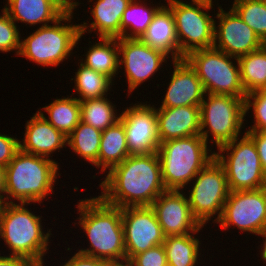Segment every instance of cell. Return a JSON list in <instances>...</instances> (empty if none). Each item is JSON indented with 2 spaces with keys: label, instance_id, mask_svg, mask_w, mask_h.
<instances>
[{
  "label": "cell",
  "instance_id": "1",
  "mask_svg": "<svg viewBox=\"0 0 266 266\" xmlns=\"http://www.w3.org/2000/svg\"><path fill=\"white\" fill-rule=\"evenodd\" d=\"M100 186V197L112 206H151L166 191L158 153L128 156L108 172Z\"/></svg>",
  "mask_w": 266,
  "mask_h": 266
},
{
  "label": "cell",
  "instance_id": "2",
  "mask_svg": "<svg viewBox=\"0 0 266 266\" xmlns=\"http://www.w3.org/2000/svg\"><path fill=\"white\" fill-rule=\"evenodd\" d=\"M77 208L92 247L79 252L105 261L126 259L122 208L107 204L100 196L81 200Z\"/></svg>",
  "mask_w": 266,
  "mask_h": 266
},
{
  "label": "cell",
  "instance_id": "3",
  "mask_svg": "<svg viewBox=\"0 0 266 266\" xmlns=\"http://www.w3.org/2000/svg\"><path fill=\"white\" fill-rule=\"evenodd\" d=\"M4 170V193L21 203L41 202L52 192L58 165L44 156L19 150Z\"/></svg>",
  "mask_w": 266,
  "mask_h": 266
},
{
  "label": "cell",
  "instance_id": "4",
  "mask_svg": "<svg viewBox=\"0 0 266 266\" xmlns=\"http://www.w3.org/2000/svg\"><path fill=\"white\" fill-rule=\"evenodd\" d=\"M206 141L200 136L170 139L160 143L157 150L166 190H180L195 178L212 159Z\"/></svg>",
  "mask_w": 266,
  "mask_h": 266
},
{
  "label": "cell",
  "instance_id": "5",
  "mask_svg": "<svg viewBox=\"0 0 266 266\" xmlns=\"http://www.w3.org/2000/svg\"><path fill=\"white\" fill-rule=\"evenodd\" d=\"M12 201L4 203L0 215V236L12 250V255L22 256L43 266L50 233L44 234L39 216H35Z\"/></svg>",
  "mask_w": 266,
  "mask_h": 266
},
{
  "label": "cell",
  "instance_id": "6",
  "mask_svg": "<svg viewBox=\"0 0 266 266\" xmlns=\"http://www.w3.org/2000/svg\"><path fill=\"white\" fill-rule=\"evenodd\" d=\"M71 15L72 11L66 12L53 26L44 23L36 32L20 42L19 55L44 66H57L67 59L87 28V23L60 25V21L71 20Z\"/></svg>",
  "mask_w": 266,
  "mask_h": 266
},
{
  "label": "cell",
  "instance_id": "7",
  "mask_svg": "<svg viewBox=\"0 0 266 266\" xmlns=\"http://www.w3.org/2000/svg\"><path fill=\"white\" fill-rule=\"evenodd\" d=\"M225 52L214 47L197 49L184 59L195 70L205 93L231 95L245 100L246 92L241 83L239 64L233 65Z\"/></svg>",
  "mask_w": 266,
  "mask_h": 266
},
{
  "label": "cell",
  "instance_id": "8",
  "mask_svg": "<svg viewBox=\"0 0 266 266\" xmlns=\"http://www.w3.org/2000/svg\"><path fill=\"white\" fill-rule=\"evenodd\" d=\"M232 149V150H231ZM214 153L223 166L229 191L256 190L266 187V173L262 168L254 140L247 134L218 148ZM229 152L227 158L220 152Z\"/></svg>",
  "mask_w": 266,
  "mask_h": 266
},
{
  "label": "cell",
  "instance_id": "9",
  "mask_svg": "<svg viewBox=\"0 0 266 266\" xmlns=\"http://www.w3.org/2000/svg\"><path fill=\"white\" fill-rule=\"evenodd\" d=\"M245 100L231 95L208 93L200 104V136L207 142L208 132L219 148L238 137L243 124ZM209 127V130H205Z\"/></svg>",
  "mask_w": 266,
  "mask_h": 266
},
{
  "label": "cell",
  "instance_id": "10",
  "mask_svg": "<svg viewBox=\"0 0 266 266\" xmlns=\"http://www.w3.org/2000/svg\"><path fill=\"white\" fill-rule=\"evenodd\" d=\"M168 3L175 20L179 60L193 50L212 48L215 42V22L201 10H208L212 6L200 3L190 5L179 0H168Z\"/></svg>",
  "mask_w": 266,
  "mask_h": 266
},
{
  "label": "cell",
  "instance_id": "11",
  "mask_svg": "<svg viewBox=\"0 0 266 266\" xmlns=\"http://www.w3.org/2000/svg\"><path fill=\"white\" fill-rule=\"evenodd\" d=\"M197 179L188 198L194 218L203 225L218 211V221L229 195L226 173L223 166L212 159L195 176Z\"/></svg>",
  "mask_w": 266,
  "mask_h": 266
},
{
  "label": "cell",
  "instance_id": "12",
  "mask_svg": "<svg viewBox=\"0 0 266 266\" xmlns=\"http://www.w3.org/2000/svg\"><path fill=\"white\" fill-rule=\"evenodd\" d=\"M224 229L230 225L261 235L266 228V187L230 191L218 221Z\"/></svg>",
  "mask_w": 266,
  "mask_h": 266
},
{
  "label": "cell",
  "instance_id": "13",
  "mask_svg": "<svg viewBox=\"0 0 266 266\" xmlns=\"http://www.w3.org/2000/svg\"><path fill=\"white\" fill-rule=\"evenodd\" d=\"M126 259L162 245L165 235L151 206L122 208Z\"/></svg>",
  "mask_w": 266,
  "mask_h": 266
},
{
  "label": "cell",
  "instance_id": "14",
  "mask_svg": "<svg viewBox=\"0 0 266 266\" xmlns=\"http://www.w3.org/2000/svg\"><path fill=\"white\" fill-rule=\"evenodd\" d=\"M125 128L130 155L157 152L160 141L156 109L145 105H134L120 114L119 120Z\"/></svg>",
  "mask_w": 266,
  "mask_h": 266
},
{
  "label": "cell",
  "instance_id": "15",
  "mask_svg": "<svg viewBox=\"0 0 266 266\" xmlns=\"http://www.w3.org/2000/svg\"><path fill=\"white\" fill-rule=\"evenodd\" d=\"M217 18L220 20V24L218 26L219 30L215 26L214 48L237 59L263 46L260 37L232 8L228 13H225L220 7Z\"/></svg>",
  "mask_w": 266,
  "mask_h": 266
},
{
  "label": "cell",
  "instance_id": "16",
  "mask_svg": "<svg viewBox=\"0 0 266 266\" xmlns=\"http://www.w3.org/2000/svg\"><path fill=\"white\" fill-rule=\"evenodd\" d=\"M118 48L119 54H123L119 65L124 63L130 92L152 76L168 56L139 38H118Z\"/></svg>",
  "mask_w": 266,
  "mask_h": 266
},
{
  "label": "cell",
  "instance_id": "17",
  "mask_svg": "<svg viewBox=\"0 0 266 266\" xmlns=\"http://www.w3.org/2000/svg\"><path fill=\"white\" fill-rule=\"evenodd\" d=\"M165 236L187 235L202 228L194 218L186 198L179 190H166L151 205Z\"/></svg>",
  "mask_w": 266,
  "mask_h": 266
},
{
  "label": "cell",
  "instance_id": "18",
  "mask_svg": "<svg viewBox=\"0 0 266 266\" xmlns=\"http://www.w3.org/2000/svg\"><path fill=\"white\" fill-rule=\"evenodd\" d=\"M173 62L175 69L160 108L200 106L205 91L195 70L185 59Z\"/></svg>",
  "mask_w": 266,
  "mask_h": 266
},
{
  "label": "cell",
  "instance_id": "19",
  "mask_svg": "<svg viewBox=\"0 0 266 266\" xmlns=\"http://www.w3.org/2000/svg\"><path fill=\"white\" fill-rule=\"evenodd\" d=\"M159 141L200 135V106L156 109Z\"/></svg>",
  "mask_w": 266,
  "mask_h": 266
},
{
  "label": "cell",
  "instance_id": "20",
  "mask_svg": "<svg viewBox=\"0 0 266 266\" xmlns=\"http://www.w3.org/2000/svg\"><path fill=\"white\" fill-rule=\"evenodd\" d=\"M24 143H20L22 152L48 157L53 151L63 148L67 137L50 124L41 111L27 121Z\"/></svg>",
  "mask_w": 266,
  "mask_h": 266
},
{
  "label": "cell",
  "instance_id": "21",
  "mask_svg": "<svg viewBox=\"0 0 266 266\" xmlns=\"http://www.w3.org/2000/svg\"><path fill=\"white\" fill-rule=\"evenodd\" d=\"M139 39L151 48L159 49L166 54L172 53L173 60H179L175 20L168 6H162L156 12L152 22Z\"/></svg>",
  "mask_w": 266,
  "mask_h": 266
},
{
  "label": "cell",
  "instance_id": "22",
  "mask_svg": "<svg viewBox=\"0 0 266 266\" xmlns=\"http://www.w3.org/2000/svg\"><path fill=\"white\" fill-rule=\"evenodd\" d=\"M3 10L13 21L30 23L55 22L66 12L53 0H8Z\"/></svg>",
  "mask_w": 266,
  "mask_h": 266
},
{
  "label": "cell",
  "instance_id": "23",
  "mask_svg": "<svg viewBox=\"0 0 266 266\" xmlns=\"http://www.w3.org/2000/svg\"><path fill=\"white\" fill-rule=\"evenodd\" d=\"M131 0H97L91 14L90 29H97L99 38H121V18Z\"/></svg>",
  "mask_w": 266,
  "mask_h": 266
},
{
  "label": "cell",
  "instance_id": "24",
  "mask_svg": "<svg viewBox=\"0 0 266 266\" xmlns=\"http://www.w3.org/2000/svg\"><path fill=\"white\" fill-rule=\"evenodd\" d=\"M130 156L124 125L118 121L102 131L98 155V168L109 171Z\"/></svg>",
  "mask_w": 266,
  "mask_h": 266
},
{
  "label": "cell",
  "instance_id": "25",
  "mask_svg": "<svg viewBox=\"0 0 266 266\" xmlns=\"http://www.w3.org/2000/svg\"><path fill=\"white\" fill-rule=\"evenodd\" d=\"M102 42L96 43L86 54L84 66L104 74L111 81L114 74L118 71L119 48L118 38H100Z\"/></svg>",
  "mask_w": 266,
  "mask_h": 266
},
{
  "label": "cell",
  "instance_id": "26",
  "mask_svg": "<svg viewBox=\"0 0 266 266\" xmlns=\"http://www.w3.org/2000/svg\"><path fill=\"white\" fill-rule=\"evenodd\" d=\"M235 60L239 64L241 83L246 94L266 90V49L263 46Z\"/></svg>",
  "mask_w": 266,
  "mask_h": 266
},
{
  "label": "cell",
  "instance_id": "27",
  "mask_svg": "<svg viewBox=\"0 0 266 266\" xmlns=\"http://www.w3.org/2000/svg\"><path fill=\"white\" fill-rule=\"evenodd\" d=\"M43 109L49 114V120H46L66 137L81 122V106L77 98L56 99Z\"/></svg>",
  "mask_w": 266,
  "mask_h": 266
},
{
  "label": "cell",
  "instance_id": "28",
  "mask_svg": "<svg viewBox=\"0 0 266 266\" xmlns=\"http://www.w3.org/2000/svg\"><path fill=\"white\" fill-rule=\"evenodd\" d=\"M168 266H195L199 240L192 235L166 236L163 242Z\"/></svg>",
  "mask_w": 266,
  "mask_h": 266
},
{
  "label": "cell",
  "instance_id": "29",
  "mask_svg": "<svg viewBox=\"0 0 266 266\" xmlns=\"http://www.w3.org/2000/svg\"><path fill=\"white\" fill-rule=\"evenodd\" d=\"M101 134V130L81 121L67 136V145L85 160L98 167Z\"/></svg>",
  "mask_w": 266,
  "mask_h": 266
},
{
  "label": "cell",
  "instance_id": "30",
  "mask_svg": "<svg viewBox=\"0 0 266 266\" xmlns=\"http://www.w3.org/2000/svg\"><path fill=\"white\" fill-rule=\"evenodd\" d=\"M81 121L87 125L104 131L120 120L116 117L114 106L105 97L80 101Z\"/></svg>",
  "mask_w": 266,
  "mask_h": 266
},
{
  "label": "cell",
  "instance_id": "31",
  "mask_svg": "<svg viewBox=\"0 0 266 266\" xmlns=\"http://www.w3.org/2000/svg\"><path fill=\"white\" fill-rule=\"evenodd\" d=\"M134 1L131 0L121 18V37L123 38H140L152 22L156 12L162 7L146 8ZM127 28L133 30L132 34H128Z\"/></svg>",
  "mask_w": 266,
  "mask_h": 266
},
{
  "label": "cell",
  "instance_id": "32",
  "mask_svg": "<svg viewBox=\"0 0 266 266\" xmlns=\"http://www.w3.org/2000/svg\"><path fill=\"white\" fill-rule=\"evenodd\" d=\"M112 81L104 74L98 73L80 64L75 76V90L79 92V101L104 97Z\"/></svg>",
  "mask_w": 266,
  "mask_h": 266
},
{
  "label": "cell",
  "instance_id": "33",
  "mask_svg": "<svg viewBox=\"0 0 266 266\" xmlns=\"http://www.w3.org/2000/svg\"><path fill=\"white\" fill-rule=\"evenodd\" d=\"M232 9L262 41L266 39V4L262 0H235Z\"/></svg>",
  "mask_w": 266,
  "mask_h": 266
},
{
  "label": "cell",
  "instance_id": "34",
  "mask_svg": "<svg viewBox=\"0 0 266 266\" xmlns=\"http://www.w3.org/2000/svg\"><path fill=\"white\" fill-rule=\"evenodd\" d=\"M250 99H253L251 102ZM253 106L255 125L248 131H266V90L250 92L245 98V113Z\"/></svg>",
  "mask_w": 266,
  "mask_h": 266
},
{
  "label": "cell",
  "instance_id": "35",
  "mask_svg": "<svg viewBox=\"0 0 266 266\" xmlns=\"http://www.w3.org/2000/svg\"><path fill=\"white\" fill-rule=\"evenodd\" d=\"M3 16H0V51L8 52L17 49L20 51L19 31L15 22L3 10Z\"/></svg>",
  "mask_w": 266,
  "mask_h": 266
},
{
  "label": "cell",
  "instance_id": "36",
  "mask_svg": "<svg viewBox=\"0 0 266 266\" xmlns=\"http://www.w3.org/2000/svg\"><path fill=\"white\" fill-rule=\"evenodd\" d=\"M130 261L132 266H168L163 244L134 255Z\"/></svg>",
  "mask_w": 266,
  "mask_h": 266
},
{
  "label": "cell",
  "instance_id": "37",
  "mask_svg": "<svg viewBox=\"0 0 266 266\" xmlns=\"http://www.w3.org/2000/svg\"><path fill=\"white\" fill-rule=\"evenodd\" d=\"M20 150V141L0 134V168L4 169Z\"/></svg>",
  "mask_w": 266,
  "mask_h": 266
},
{
  "label": "cell",
  "instance_id": "38",
  "mask_svg": "<svg viewBox=\"0 0 266 266\" xmlns=\"http://www.w3.org/2000/svg\"><path fill=\"white\" fill-rule=\"evenodd\" d=\"M246 133L254 140L262 168L266 173V131H247Z\"/></svg>",
  "mask_w": 266,
  "mask_h": 266
},
{
  "label": "cell",
  "instance_id": "39",
  "mask_svg": "<svg viewBox=\"0 0 266 266\" xmlns=\"http://www.w3.org/2000/svg\"><path fill=\"white\" fill-rule=\"evenodd\" d=\"M105 262V260L78 252L63 266H105Z\"/></svg>",
  "mask_w": 266,
  "mask_h": 266
},
{
  "label": "cell",
  "instance_id": "40",
  "mask_svg": "<svg viewBox=\"0 0 266 266\" xmlns=\"http://www.w3.org/2000/svg\"><path fill=\"white\" fill-rule=\"evenodd\" d=\"M0 266H40L28 258L10 255L9 257L0 256Z\"/></svg>",
  "mask_w": 266,
  "mask_h": 266
},
{
  "label": "cell",
  "instance_id": "41",
  "mask_svg": "<svg viewBox=\"0 0 266 266\" xmlns=\"http://www.w3.org/2000/svg\"><path fill=\"white\" fill-rule=\"evenodd\" d=\"M55 1L65 12L72 11L77 5L78 2H71V0H53Z\"/></svg>",
  "mask_w": 266,
  "mask_h": 266
},
{
  "label": "cell",
  "instance_id": "42",
  "mask_svg": "<svg viewBox=\"0 0 266 266\" xmlns=\"http://www.w3.org/2000/svg\"><path fill=\"white\" fill-rule=\"evenodd\" d=\"M123 262L125 264H123ZM105 266H132V263L128 259H123V260H121V262H120V260H117V261H106L105 262Z\"/></svg>",
  "mask_w": 266,
  "mask_h": 266
},
{
  "label": "cell",
  "instance_id": "43",
  "mask_svg": "<svg viewBox=\"0 0 266 266\" xmlns=\"http://www.w3.org/2000/svg\"><path fill=\"white\" fill-rule=\"evenodd\" d=\"M4 193V170L2 168H0V197H4L3 194Z\"/></svg>",
  "mask_w": 266,
  "mask_h": 266
},
{
  "label": "cell",
  "instance_id": "44",
  "mask_svg": "<svg viewBox=\"0 0 266 266\" xmlns=\"http://www.w3.org/2000/svg\"><path fill=\"white\" fill-rule=\"evenodd\" d=\"M262 236H264L265 241L263 244V252L261 251L262 258L266 261V228L261 233Z\"/></svg>",
  "mask_w": 266,
  "mask_h": 266
},
{
  "label": "cell",
  "instance_id": "45",
  "mask_svg": "<svg viewBox=\"0 0 266 266\" xmlns=\"http://www.w3.org/2000/svg\"><path fill=\"white\" fill-rule=\"evenodd\" d=\"M193 3H200V4H205L208 6H212V0H192Z\"/></svg>",
  "mask_w": 266,
  "mask_h": 266
},
{
  "label": "cell",
  "instance_id": "46",
  "mask_svg": "<svg viewBox=\"0 0 266 266\" xmlns=\"http://www.w3.org/2000/svg\"><path fill=\"white\" fill-rule=\"evenodd\" d=\"M4 199V200H3ZM5 199L7 200V199H10V196L9 197H0V215H1V211H2V208H3V206H4V204L3 203H5L4 201H5Z\"/></svg>",
  "mask_w": 266,
  "mask_h": 266
},
{
  "label": "cell",
  "instance_id": "47",
  "mask_svg": "<svg viewBox=\"0 0 266 266\" xmlns=\"http://www.w3.org/2000/svg\"><path fill=\"white\" fill-rule=\"evenodd\" d=\"M263 47L266 49V39L263 41Z\"/></svg>",
  "mask_w": 266,
  "mask_h": 266
}]
</instances>
